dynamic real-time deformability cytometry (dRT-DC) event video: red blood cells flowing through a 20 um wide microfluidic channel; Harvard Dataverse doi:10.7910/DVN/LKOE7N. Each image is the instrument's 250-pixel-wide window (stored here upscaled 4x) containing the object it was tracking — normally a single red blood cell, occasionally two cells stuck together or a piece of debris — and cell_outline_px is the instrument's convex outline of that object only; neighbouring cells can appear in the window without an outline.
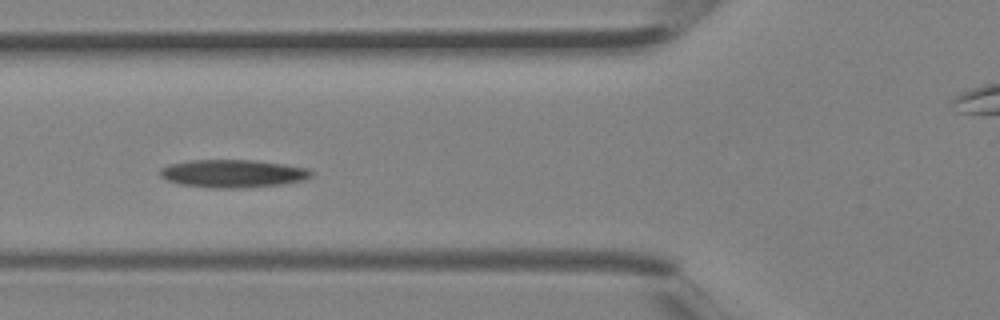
{"species": "Egyptian fruit bat (a non-hibernating species)", "species_latin": "Rousettus aegyptiacus", "temperature_condition": "room temperature", "stored_images_in_passage": 3, "camera_frame_rate_fps": 3000, "um_per_image_px": 0.085, "animal": {"sex": "female"}, "frame": {"image": 1, "passage_image": 3, "time_ms": 0.667, "image_size_px": [1000, 320], "cell_outline_px": [[312, 176], [304, 180], [284, 184], [244, 188], [208, 188], [180, 184], [168, 180], [160, 176], [160, 168], [168, 164], [188, 160], [252, 160], [284, 164], [308, 168], [312, 172]], "centroid_in_image_um": [19.79, 14.75], "position_along_channel_um": 106.0, "area_um2": 24.8}}